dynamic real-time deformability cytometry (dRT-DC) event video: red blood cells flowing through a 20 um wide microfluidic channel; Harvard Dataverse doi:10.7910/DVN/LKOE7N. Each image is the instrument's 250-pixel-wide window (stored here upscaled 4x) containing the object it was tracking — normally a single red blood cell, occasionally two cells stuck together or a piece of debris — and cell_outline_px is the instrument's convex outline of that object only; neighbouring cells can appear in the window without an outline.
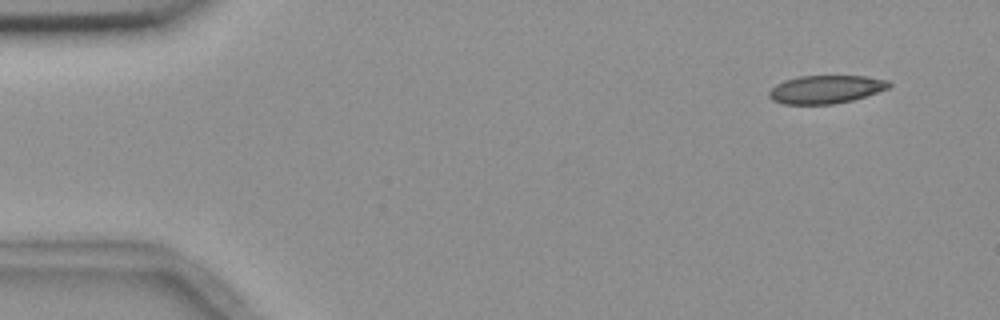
{"species": "common noctule bat (a hibernating species)", "species_latin": "Nyctalus noctula", "temperature_condition": "room temperature", "stored_images_in_passage": 14, "camera_frame_rate_fps": 3000, "um_per_image_px": 0.085, "animal": {"sex": "female", "body_mass_g": 18.4}, "frame": {"image": 1, "passage_image": 1, "time_ms": 0.0, "image_size_px": [1000, 320], "cell_outline_px": [[892, 84], [888, 88], [852, 100], [832, 104], [784, 104], [772, 100], [768, 96], [768, 92], [776, 84], [784, 80], [800, 76], [868, 76], [888, 80]], "centroid_in_image_um": [70.17, 7.59], "position_along_channel_um": 14.8, "area_um2": 19.59}}
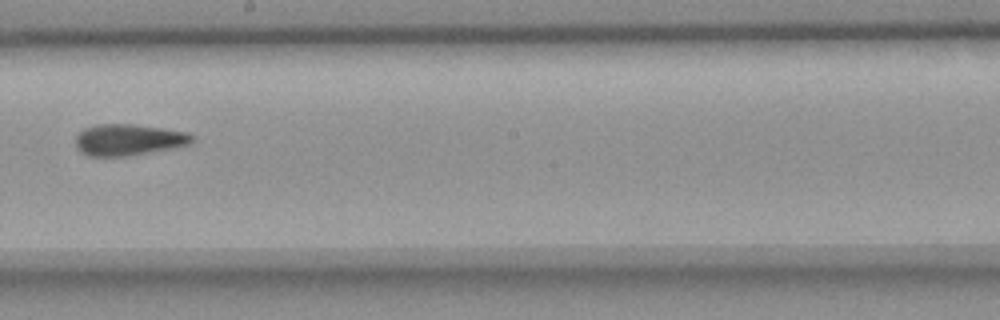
{"frame": {"image": 2, "passage_image": 8, "time_ms": 9.0, "image_size_px": [1000, 320], "cell_outline_px": [[196, 140], [188, 144], [172, 148], [124, 156], [88, 156], [80, 152], [76, 148], [76, 136], [84, 128], [96, 124], [132, 124], [188, 132]], "centroid_in_image_um": [10.89, 11.88], "position_along_channel_um": 237.3, "area_um2": 21.15}}
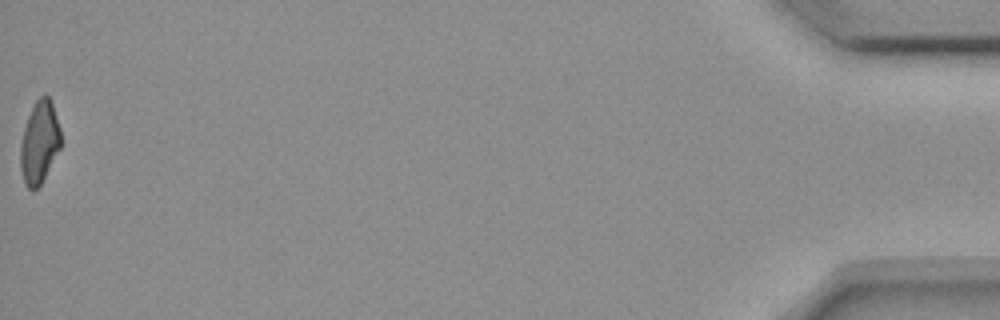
{"frame": {"image": 3, "passage_image": 14, "time_ms": 17.0, "image_size_px": [1000, 320], "cell_outline_px": [[60, 148], [40, 184], [32, 192], [24, 184], [20, 168], [20, 144], [24, 128], [28, 116], [36, 100], [44, 92], [52, 100], [60, 128]], "centroid_in_image_um": [3.34, 12.07], "position_along_channel_um": 431.9, "area_um2": 19.42}, "authors_computed_cell_mechanics": {"area_um2": 20.9814, "velocity_mm_per_s": 3.6781, "shape_relaxation_time_tau1_ms": 9.9377, "shape_relaxation_time_tau2_ms": 2.41, "deformation_change_tau1": 0.185, "deformation_change_tau2": 0.0709}}